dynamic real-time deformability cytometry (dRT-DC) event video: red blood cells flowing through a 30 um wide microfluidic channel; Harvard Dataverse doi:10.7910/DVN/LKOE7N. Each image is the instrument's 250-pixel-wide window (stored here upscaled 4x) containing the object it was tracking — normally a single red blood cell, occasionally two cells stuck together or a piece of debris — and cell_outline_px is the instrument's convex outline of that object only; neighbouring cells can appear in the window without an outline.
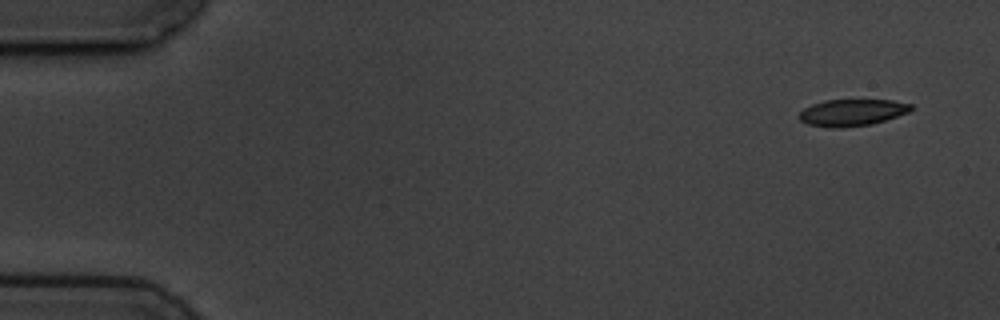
{"species": "common noctule bat (a hibernating species)", "species_latin": "Nyctalus noctula", "temperature_condition": "cold", "stored_images_in_passage": 6, "camera_frame_rate_fps": 3000, "um_per_image_px": 0.085, "animal": {"sex": "male", "body_mass_g": 19.5, "forearm_length_mm": 54.6}, "frame": {"image": 1, "passage_image": 1, "time_ms": 0.0, "image_size_px": [1000, 320], "cell_outline_px": [[916, 108], [908, 112], [872, 124], [840, 128], [832, 128], [808, 124], [800, 120], [800, 112], [804, 108], [812, 104], [824, 100], [892, 100], [912, 104]], "centroid_in_image_um": [72.44, 9.56], "position_along_channel_um": 12.6, "area_um2": 17.4}}